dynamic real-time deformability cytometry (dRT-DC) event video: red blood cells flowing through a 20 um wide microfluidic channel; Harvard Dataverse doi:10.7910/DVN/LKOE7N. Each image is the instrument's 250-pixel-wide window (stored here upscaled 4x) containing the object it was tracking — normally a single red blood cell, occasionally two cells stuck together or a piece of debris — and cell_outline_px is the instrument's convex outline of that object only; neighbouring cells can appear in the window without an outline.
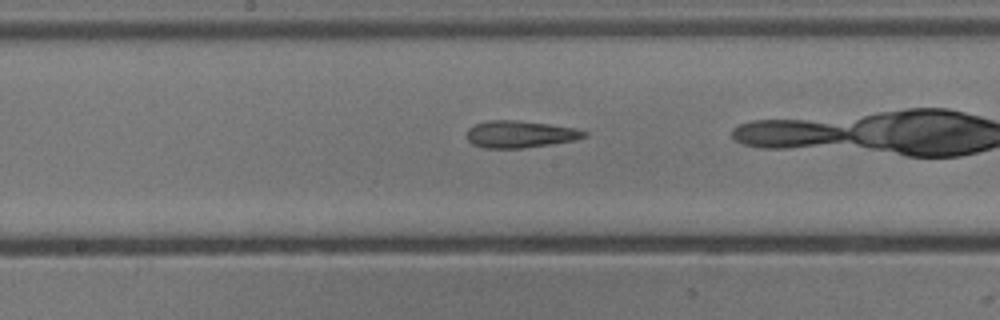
{"species": "common noctule bat (a hibernating species)", "species_latin": "Nyctalus noctula", "temperature_condition": "cold", "stored_images_in_passage": 38, "camera_frame_rate_fps": 3000, "um_per_image_px": 0.085, "animal": {"sex": "male", "body_mass_g": 13.3}, "frame": {"image": 1, "passage_image": 24, "time_ms": 7.667, "image_size_px": [1000, 320], "cell_outline_px": [[588, 136], [572, 140], [524, 148], [484, 148], [472, 144], [468, 140], [468, 128], [476, 124], [488, 120], [516, 120], [548, 124], [576, 128], [588, 132]], "centroid_in_image_um": [44.2, 11.4], "position_along_channel_um": 204.0, "area_um2": 18.32}}
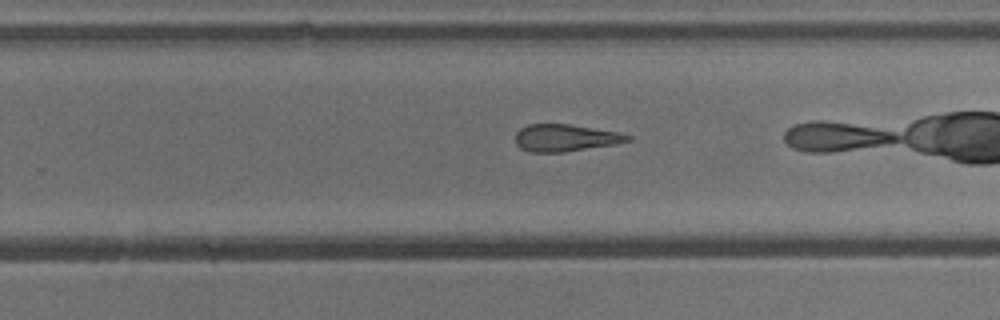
{"frame": {"image": 2, "passage_image": 30, "time_ms": 9.667, "image_size_px": [1000, 320], "cell_outline_px": [[632, 140], [616, 144], [564, 152], [528, 152], [520, 148], [516, 144], [516, 132], [520, 128], [528, 124], [568, 124], [620, 132], [632, 136]], "centroid_in_image_um": [48.06, 11.72], "position_along_channel_um": 281.7, "area_um2": 17.86}}